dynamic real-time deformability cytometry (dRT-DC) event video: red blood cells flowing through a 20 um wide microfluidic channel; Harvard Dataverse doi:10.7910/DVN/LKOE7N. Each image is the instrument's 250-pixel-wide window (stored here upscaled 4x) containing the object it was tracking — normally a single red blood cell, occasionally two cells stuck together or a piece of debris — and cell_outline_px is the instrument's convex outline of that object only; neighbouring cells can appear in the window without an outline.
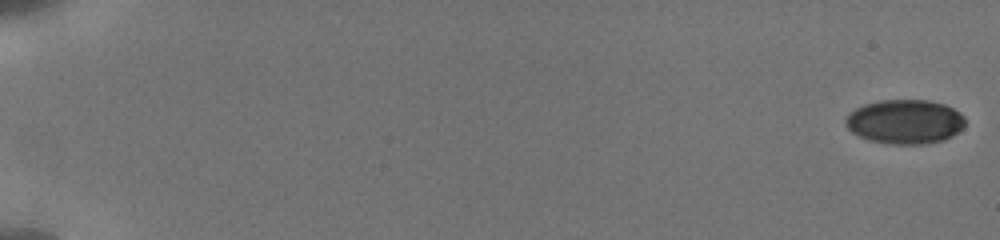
{"species": "human", "species_latin": "Homo sapiens", "temperature_condition": "cold", "stored_images_in_passage": 31, "camera_frame_rate_fps": 3000, "um_per_image_px": 0.085, "donor": {"sex": "male"}, "frame": {"image": 1, "passage_image": 1, "time_ms": 0.0, "image_size_px": [1000, 240], "cell_outline_px": [[964, 124], [952, 136], [944, 140], [928, 144], [892, 144], [868, 140], [852, 132], [844, 124], [844, 116], [848, 112], [864, 104], [880, 100], [928, 100], [944, 104], [960, 112], [964, 116]], "centroid_in_image_um": [76.88, 10.34], "position_along_channel_um": 8.1, "area_um2": 31.04}}
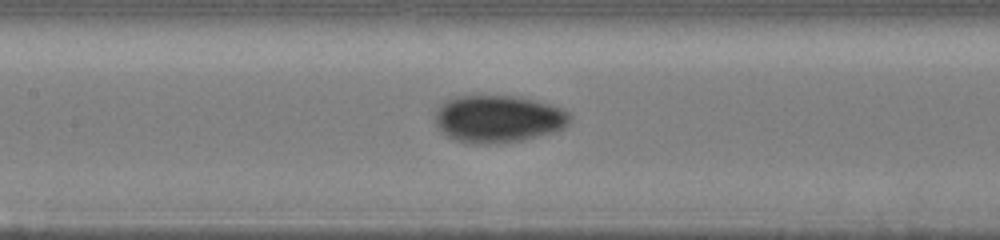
{"frame": {"image": 2, "passage_image": 18, "time_ms": 9.333, "image_size_px": [1000, 240], "cell_outline_px": [[572, 120], [564, 128], [552, 132], [520, 140], [496, 144], [476, 144], [456, 140], [440, 132], [436, 124], [436, 108], [444, 100], [452, 96], [520, 96], [552, 104], [564, 108], [572, 116]], "centroid_in_image_um": [42.35, 10.09], "position_along_channel_um": 165.0, "area_um2": 37.63}}
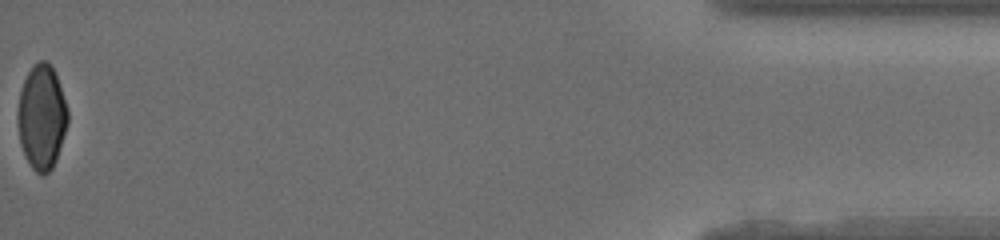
{"frame": {"image": 3, "passage_image": 31, "time_ms": 18.333, "image_size_px": [1000, 240], "cell_outline_px": [[68, 124], [56, 160], [52, 168], [44, 176], [36, 172], [32, 168], [20, 144], [16, 120], [16, 116], [20, 92], [24, 80], [28, 72], [40, 60], [44, 60], [52, 68], [56, 76], [68, 108]], "centroid_in_image_um": [3.54, 9.99], "position_along_channel_um": 431.7, "area_um2": 30.4}, "authors_computed_cell_mechanics": {"area_um2": 34.102, "velocity_mm_per_s": 3.8558, "shape_relaxation_time_tau1_ms": 8.4542, "shape_relaxation_time_tau2_ms": null, "deformation_change_tau1": 0.1404, "deformation_change_tau2": null}}